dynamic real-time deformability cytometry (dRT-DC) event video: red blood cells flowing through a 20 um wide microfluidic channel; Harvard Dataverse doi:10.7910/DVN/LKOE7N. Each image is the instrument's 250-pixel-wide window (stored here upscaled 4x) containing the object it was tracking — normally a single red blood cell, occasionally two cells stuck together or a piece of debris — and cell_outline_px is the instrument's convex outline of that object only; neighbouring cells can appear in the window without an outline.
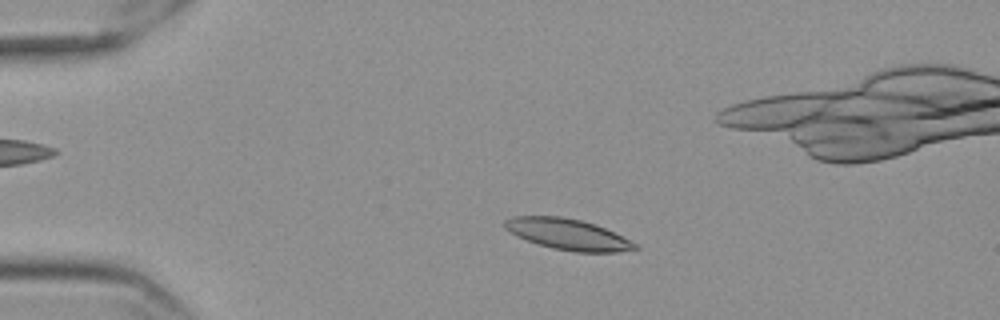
{"species": "Egyptian fruit bat (a non-hibernating species)", "species_latin": "Rousettus aegyptiacus", "temperature_condition": "cold", "stored_images_in_passage": 56, "camera_frame_rate_fps": 3000, "um_per_image_px": 0.085, "frame": {"image": 1, "passage_image": 10, "time_ms": 3.0, "image_size_px": [1000, 320], "cell_outline_px": [[640, 248], [616, 252], [572, 252], [552, 248], [516, 236], [504, 228], [504, 220], [512, 216], [560, 216], [580, 220], [596, 224], [636, 244]], "centroid_in_image_um": [48.22, 19.91], "position_along_channel_um": 36.8, "area_um2": 23.24}}
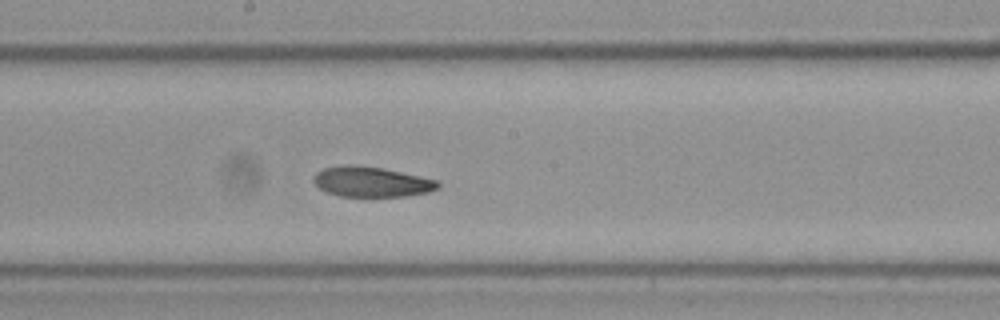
{"frame": {"image": 2, "passage_image": 29, "time_ms": 9.333, "image_size_px": [1000, 320], "cell_outline_px": [[440, 188], [428, 192], [404, 196], [340, 196], [328, 192], [320, 188], [312, 180], [316, 172], [324, 168], [348, 164], [380, 168], [420, 176], [436, 180], [440, 184]], "centroid_in_image_um": [31.57, 15.45], "position_along_channel_um": 216.6, "area_um2": 21.56}}
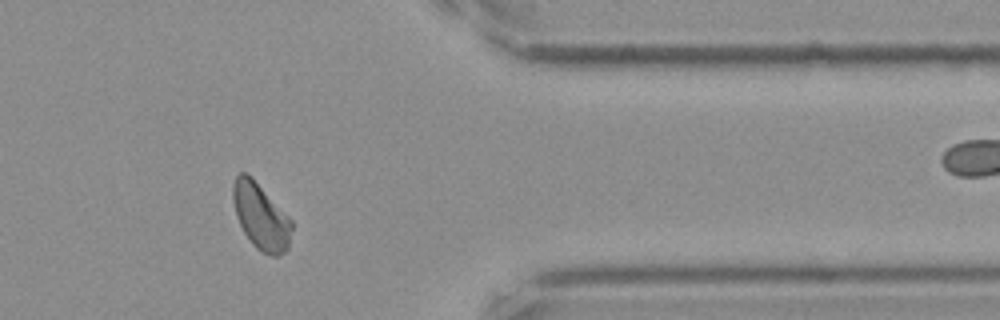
{"frame": {"image": 3, "passage_image": 45, "time_ms": 14.667, "image_size_px": [1000, 320], "cell_outline_px": [[292, 228], [288, 248], [284, 252], [276, 256], [272, 256], [260, 252], [252, 244], [244, 232], [236, 216], [232, 196], [232, 184], [236, 176], [240, 172], [244, 172], [292, 220]], "centroid_in_image_um": [22.15, 18.46], "position_along_channel_um": 389.2, "area_um2": 22.02}}